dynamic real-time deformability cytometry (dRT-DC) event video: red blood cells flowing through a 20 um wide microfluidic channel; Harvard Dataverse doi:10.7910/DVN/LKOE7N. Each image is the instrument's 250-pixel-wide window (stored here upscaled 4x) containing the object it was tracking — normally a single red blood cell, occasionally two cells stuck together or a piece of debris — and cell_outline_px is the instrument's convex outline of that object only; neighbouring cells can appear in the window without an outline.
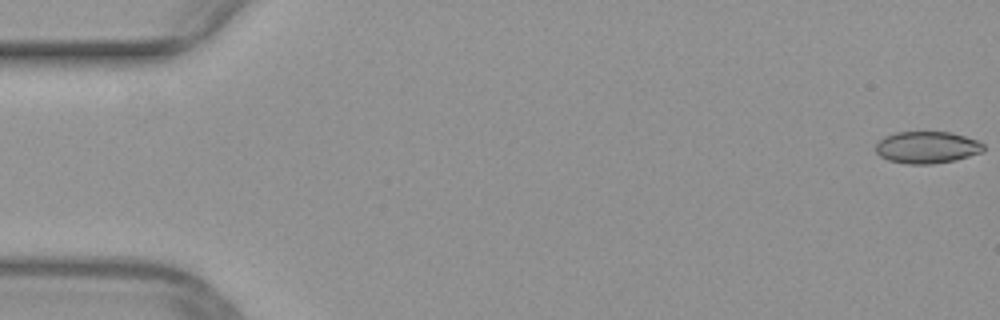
{"species": "common noctule bat (a hibernating species)", "species_latin": "Nyctalus noctula", "temperature_condition": "warm", "stored_images_in_passage": 51, "camera_frame_rate_fps": 3000, "um_per_image_px": 0.085, "animal": {"sex": "female", "body_mass_g": 29.2, "forearm_length_mm": 56.3}, "frame": {"image": 1, "passage_image": 1, "time_ms": 0.0, "image_size_px": [1000, 320], "cell_outline_px": [[984, 152], [956, 160], [932, 164], [908, 164], [888, 160], [880, 156], [876, 152], [876, 144], [884, 136], [896, 132], [952, 132], [976, 140], [984, 144]], "centroid_in_image_um": [78.81, 12.53], "position_along_channel_um": 6.2, "area_um2": 20.17}}
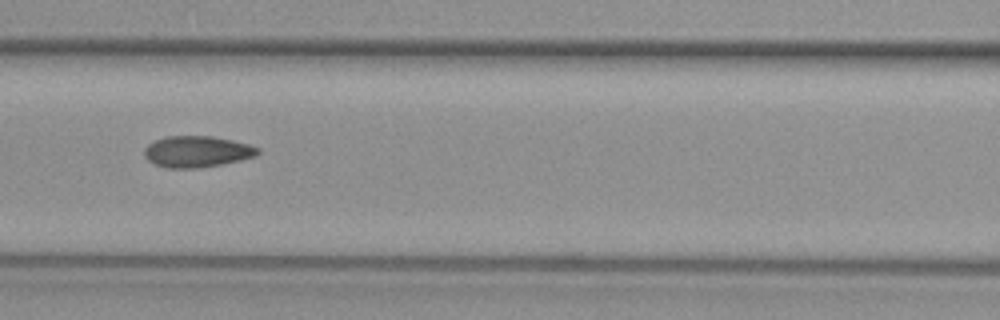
{"frame": {"image": 2, "passage_image": 23, "time_ms": 7.333, "image_size_px": [1000, 320], "cell_outline_px": [[260, 152], [256, 156], [240, 160], [200, 168], [168, 168], [156, 164], [148, 160], [144, 156], [144, 148], [148, 144], [164, 136], [212, 136], [232, 140], [248, 144], [260, 148]], "centroid_in_image_um": [16.74, 12.88], "position_along_channel_um": 149.9, "area_um2": 20.69}}
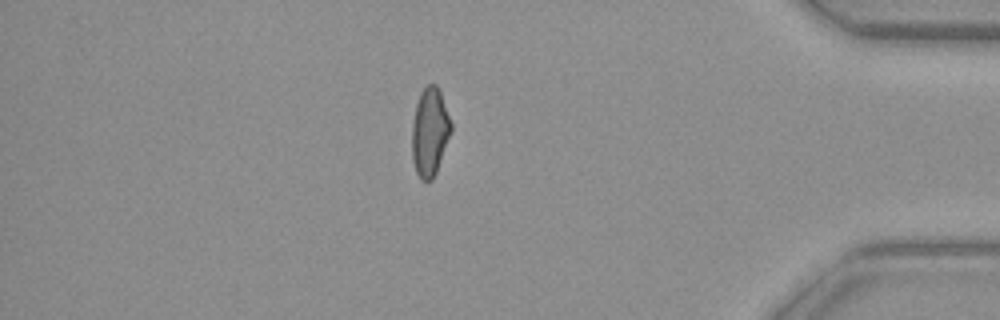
{"frame": {"image": 3, "passage_image": 44, "time_ms": 14.333, "image_size_px": [1000, 320], "cell_outline_px": [[452, 132], [436, 172], [432, 180], [420, 180], [416, 172], [412, 160], [412, 124], [416, 104], [420, 92], [428, 84], [436, 84], [440, 92], [452, 124]], "centroid_in_image_um": [36.53, 11.23], "position_along_channel_um": 398.7, "area_um2": 20.17}}